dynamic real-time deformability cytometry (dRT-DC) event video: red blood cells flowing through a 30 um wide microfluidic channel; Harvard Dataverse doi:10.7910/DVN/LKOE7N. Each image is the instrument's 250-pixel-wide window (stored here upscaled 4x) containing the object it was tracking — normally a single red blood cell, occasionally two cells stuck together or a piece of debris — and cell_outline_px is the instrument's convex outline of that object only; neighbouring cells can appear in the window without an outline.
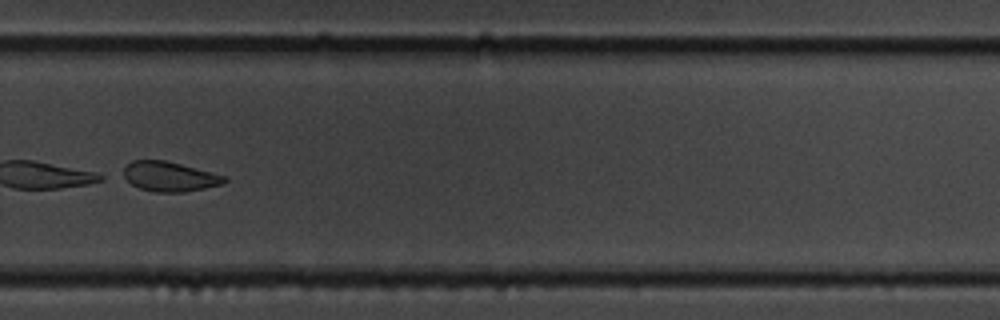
{"species": "common noctule bat (a hibernating species)", "species_latin": "Nyctalus noctula", "temperature_condition": "cold", "stored_images_in_passage": 55, "camera_frame_rate_fps": 3000, "um_per_image_px": 0.085, "animal": {"sex": "male", "body_mass_g": 19.5, "forearm_length_mm": 54.6}, "frame": {"image": 1, "passage_image": 39, "time_ms": 12.667, "image_size_px": [1000, 320], "cell_outline_px": [[228, 180], [224, 184], [184, 192], [156, 192], [140, 188], [132, 184], [120, 176], [124, 168], [132, 160], [164, 160], [228, 176]], "centroid_in_image_um": [14.41, 15.0], "position_along_channel_um": 315.4, "area_um2": 17.63}}